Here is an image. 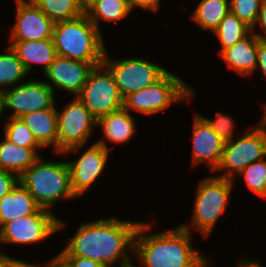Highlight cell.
Here are the masks:
<instances>
[{"label": "cell", "instance_id": "1", "mask_svg": "<svg viewBox=\"0 0 266 267\" xmlns=\"http://www.w3.org/2000/svg\"><path fill=\"white\" fill-rule=\"evenodd\" d=\"M139 224L140 222H124L115 217L82 224L60 254L86 257L106 267H110L121 257H124L122 263L128 262L126 246L130 245L133 249Z\"/></svg>", "mask_w": 266, "mask_h": 267}, {"label": "cell", "instance_id": "2", "mask_svg": "<svg viewBox=\"0 0 266 267\" xmlns=\"http://www.w3.org/2000/svg\"><path fill=\"white\" fill-rule=\"evenodd\" d=\"M150 228L149 223H140L135 234L137 240L133 245L144 267H194L203 258V254L191 246L188 225L145 235Z\"/></svg>", "mask_w": 266, "mask_h": 267}, {"label": "cell", "instance_id": "3", "mask_svg": "<svg viewBox=\"0 0 266 267\" xmlns=\"http://www.w3.org/2000/svg\"><path fill=\"white\" fill-rule=\"evenodd\" d=\"M101 31L83 15L68 21L57 22L53 42L59 56L89 63H102L106 49Z\"/></svg>", "mask_w": 266, "mask_h": 267}, {"label": "cell", "instance_id": "4", "mask_svg": "<svg viewBox=\"0 0 266 267\" xmlns=\"http://www.w3.org/2000/svg\"><path fill=\"white\" fill-rule=\"evenodd\" d=\"M19 182L37 205L47 210L61 198L76 197L67 162H42L39 158L19 177Z\"/></svg>", "mask_w": 266, "mask_h": 267}, {"label": "cell", "instance_id": "5", "mask_svg": "<svg viewBox=\"0 0 266 267\" xmlns=\"http://www.w3.org/2000/svg\"><path fill=\"white\" fill-rule=\"evenodd\" d=\"M193 95V90L181 78L167 71L158 81L124 98L123 107L144 115L156 114L172 103L182 102Z\"/></svg>", "mask_w": 266, "mask_h": 267}, {"label": "cell", "instance_id": "6", "mask_svg": "<svg viewBox=\"0 0 266 267\" xmlns=\"http://www.w3.org/2000/svg\"><path fill=\"white\" fill-rule=\"evenodd\" d=\"M234 179L209 177L200 181L194 201V227L207 237L226 210Z\"/></svg>", "mask_w": 266, "mask_h": 267}, {"label": "cell", "instance_id": "7", "mask_svg": "<svg viewBox=\"0 0 266 267\" xmlns=\"http://www.w3.org/2000/svg\"><path fill=\"white\" fill-rule=\"evenodd\" d=\"M97 119L77 98L57 112V152L66 154L80 149L88 141Z\"/></svg>", "mask_w": 266, "mask_h": 267}, {"label": "cell", "instance_id": "8", "mask_svg": "<svg viewBox=\"0 0 266 267\" xmlns=\"http://www.w3.org/2000/svg\"><path fill=\"white\" fill-rule=\"evenodd\" d=\"M77 98L97 120L123 108L124 104V98L119 92L113 75L103 64L94 67L90 72Z\"/></svg>", "mask_w": 266, "mask_h": 267}, {"label": "cell", "instance_id": "9", "mask_svg": "<svg viewBox=\"0 0 266 267\" xmlns=\"http://www.w3.org/2000/svg\"><path fill=\"white\" fill-rule=\"evenodd\" d=\"M113 75L123 98L158 81L168 70L143 59L110 60L105 52L102 62Z\"/></svg>", "mask_w": 266, "mask_h": 267}, {"label": "cell", "instance_id": "10", "mask_svg": "<svg viewBox=\"0 0 266 267\" xmlns=\"http://www.w3.org/2000/svg\"><path fill=\"white\" fill-rule=\"evenodd\" d=\"M266 157V138L262 129L256 125L250 132L238 137L237 141L224 142L222 157L216 170L228 169L219 177L233 179L250 164Z\"/></svg>", "mask_w": 266, "mask_h": 267}, {"label": "cell", "instance_id": "11", "mask_svg": "<svg viewBox=\"0 0 266 267\" xmlns=\"http://www.w3.org/2000/svg\"><path fill=\"white\" fill-rule=\"evenodd\" d=\"M50 210L39 208L35 213L9 221L0 228L1 243L29 244L49 237L63 227Z\"/></svg>", "mask_w": 266, "mask_h": 267}, {"label": "cell", "instance_id": "12", "mask_svg": "<svg viewBox=\"0 0 266 267\" xmlns=\"http://www.w3.org/2000/svg\"><path fill=\"white\" fill-rule=\"evenodd\" d=\"M1 92L4 109H13L14 112L10 116L13 118H20L24 114L55 106L54 91L47 82L31 80Z\"/></svg>", "mask_w": 266, "mask_h": 267}, {"label": "cell", "instance_id": "13", "mask_svg": "<svg viewBox=\"0 0 266 267\" xmlns=\"http://www.w3.org/2000/svg\"><path fill=\"white\" fill-rule=\"evenodd\" d=\"M109 155L103 139L95 142L76 161L67 162L70 169L71 188L77 196L82 195L99 177Z\"/></svg>", "mask_w": 266, "mask_h": 267}, {"label": "cell", "instance_id": "14", "mask_svg": "<svg viewBox=\"0 0 266 267\" xmlns=\"http://www.w3.org/2000/svg\"><path fill=\"white\" fill-rule=\"evenodd\" d=\"M17 1V20L11 30L13 41L52 39L55 23L32 1Z\"/></svg>", "mask_w": 266, "mask_h": 267}, {"label": "cell", "instance_id": "15", "mask_svg": "<svg viewBox=\"0 0 266 267\" xmlns=\"http://www.w3.org/2000/svg\"><path fill=\"white\" fill-rule=\"evenodd\" d=\"M101 64L72 60L57 55L44 74L50 80L51 83L47 84L52 90L55 85L77 96L87 82L90 72Z\"/></svg>", "mask_w": 266, "mask_h": 267}, {"label": "cell", "instance_id": "16", "mask_svg": "<svg viewBox=\"0 0 266 267\" xmlns=\"http://www.w3.org/2000/svg\"><path fill=\"white\" fill-rule=\"evenodd\" d=\"M223 146L224 141L221 137L206 123L201 115L196 114L192 151L194 164L203 161L212 171H216L222 157Z\"/></svg>", "mask_w": 266, "mask_h": 267}, {"label": "cell", "instance_id": "17", "mask_svg": "<svg viewBox=\"0 0 266 267\" xmlns=\"http://www.w3.org/2000/svg\"><path fill=\"white\" fill-rule=\"evenodd\" d=\"M40 207L26 188L18 182L0 199V227L9 221L35 213Z\"/></svg>", "mask_w": 266, "mask_h": 267}, {"label": "cell", "instance_id": "18", "mask_svg": "<svg viewBox=\"0 0 266 267\" xmlns=\"http://www.w3.org/2000/svg\"><path fill=\"white\" fill-rule=\"evenodd\" d=\"M220 55L228 65L242 75H249L257 67V38L250 32Z\"/></svg>", "mask_w": 266, "mask_h": 267}, {"label": "cell", "instance_id": "19", "mask_svg": "<svg viewBox=\"0 0 266 267\" xmlns=\"http://www.w3.org/2000/svg\"><path fill=\"white\" fill-rule=\"evenodd\" d=\"M10 46L16 51L27 72L32 69L33 62L43 64L45 72L57 56L53 39L13 41Z\"/></svg>", "mask_w": 266, "mask_h": 267}, {"label": "cell", "instance_id": "20", "mask_svg": "<svg viewBox=\"0 0 266 267\" xmlns=\"http://www.w3.org/2000/svg\"><path fill=\"white\" fill-rule=\"evenodd\" d=\"M20 119L43 147L53 144V149L57 152V109L55 106L24 114Z\"/></svg>", "mask_w": 266, "mask_h": 267}, {"label": "cell", "instance_id": "21", "mask_svg": "<svg viewBox=\"0 0 266 267\" xmlns=\"http://www.w3.org/2000/svg\"><path fill=\"white\" fill-rule=\"evenodd\" d=\"M37 148L17 146L7 139L0 142V169L13 172L19 177L40 157Z\"/></svg>", "mask_w": 266, "mask_h": 267}, {"label": "cell", "instance_id": "22", "mask_svg": "<svg viewBox=\"0 0 266 267\" xmlns=\"http://www.w3.org/2000/svg\"><path fill=\"white\" fill-rule=\"evenodd\" d=\"M130 111L124 107L100 117L97 125L103 129V134L112 143H123L129 140L135 133V122Z\"/></svg>", "mask_w": 266, "mask_h": 267}, {"label": "cell", "instance_id": "23", "mask_svg": "<svg viewBox=\"0 0 266 267\" xmlns=\"http://www.w3.org/2000/svg\"><path fill=\"white\" fill-rule=\"evenodd\" d=\"M229 12L230 0H201L192 15V19L203 30L214 31Z\"/></svg>", "mask_w": 266, "mask_h": 267}, {"label": "cell", "instance_id": "24", "mask_svg": "<svg viewBox=\"0 0 266 267\" xmlns=\"http://www.w3.org/2000/svg\"><path fill=\"white\" fill-rule=\"evenodd\" d=\"M32 2L54 23L72 20L85 13L81 0H33Z\"/></svg>", "mask_w": 266, "mask_h": 267}, {"label": "cell", "instance_id": "25", "mask_svg": "<svg viewBox=\"0 0 266 267\" xmlns=\"http://www.w3.org/2000/svg\"><path fill=\"white\" fill-rule=\"evenodd\" d=\"M250 31V27L229 12L213 31L222 45L219 54L248 36Z\"/></svg>", "mask_w": 266, "mask_h": 267}, {"label": "cell", "instance_id": "26", "mask_svg": "<svg viewBox=\"0 0 266 267\" xmlns=\"http://www.w3.org/2000/svg\"><path fill=\"white\" fill-rule=\"evenodd\" d=\"M131 13L126 0H99L85 14L99 30L98 20L118 21Z\"/></svg>", "mask_w": 266, "mask_h": 267}, {"label": "cell", "instance_id": "27", "mask_svg": "<svg viewBox=\"0 0 266 267\" xmlns=\"http://www.w3.org/2000/svg\"><path fill=\"white\" fill-rule=\"evenodd\" d=\"M7 50V54H0V91H4L5 87H14L28 73L16 51L11 46Z\"/></svg>", "mask_w": 266, "mask_h": 267}, {"label": "cell", "instance_id": "28", "mask_svg": "<svg viewBox=\"0 0 266 267\" xmlns=\"http://www.w3.org/2000/svg\"><path fill=\"white\" fill-rule=\"evenodd\" d=\"M5 125V139L9 142L26 148L43 147L34 137L32 131L20 118L10 117Z\"/></svg>", "mask_w": 266, "mask_h": 267}, {"label": "cell", "instance_id": "29", "mask_svg": "<svg viewBox=\"0 0 266 267\" xmlns=\"http://www.w3.org/2000/svg\"><path fill=\"white\" fill-rule=\"evenodd\" d=\"M239 175H244L250 190L266 199V161L264 159L250 164Z\"/></svg>", "mask_w": 266, "mask_h": 267}, {"label": "cell", "instance_id": "30", "mask_svg": "<svg viewBox=\"0 0 266 267\" xmlns=\"http://www.w3.org/2000/svg\"><path fill=\"white\" fill-rule=\"evenodd\" d=\"M263 1L264 0H230V12L248 27L254 29Z\"/></svg>", "mask_w": 266, "mask_h": 267}, {"label": "cell", "instance_id": "31", "mask_svg": "<svg viewBox=\"0 0 266 267\" xmlns=\"http://www.w3.org/2000/svg\"><path fill=\"white\" fill-rule=\"evenodd\" d=\"M215 120H209L201 116L206 123L221 137L224 142L230 141L233 138V119L230 116L223 115L222 112H217Z\"/></svg>", "mask_w": 266, "mask_h": 267}, {"label": "cell", "instance_id": "32", "mask_svg": "<svg viewBox=\"0 0 266 267\" xmlns=\"http://www.w3.org/2000/svg\"><path fill=\"white\" fill-rule=\"evenodd\" d=\"M19 182V176L13 172L0 169V199L12 191Z\"/></svg>", "mask_w": 266, "mask_h": 267}, {"label": "cell", "instance_id": "33", "mask_svg": "<svg viewBox=\"0 0 266 267\" xmlns=\"http://www.w3.org/2000/svg\"><path fill=\"white\" fill-rule=\"evenodd\" d=\"M72 267H106L100 262L94 261L86 257L79 256H63Z\"/></svg>", "mask_w": 266, "mask_h": 267}, {"label": "cell", "instance_id": "34", "mask_svg": "<svg viewBox=\"0 0 266 267\" xmlns=\"http://www.w3.org/2000/svg\"><path fill=\"white\" fill-rule=\"evenodd\" d=\"M126 2L130 10H133V7L136 5L147 10L156 11L160 5L159 0H126Z\"/></svg>", "mask_w": 266, "mask_h": 267}, {"label": "cell", "instance_id": "35", "mask_svg": "<svg viewBox=\"0 0 266 267\" xmlns=\"http://www.w3.org/2000/svg\"><path fill=\"white\" fill-rule=\"evenodd\" d=\"M257 67L261 68L265 78H266V42H262L257 39Z\"/></svg>", "mask_w": 266, "mask_h": 267}, {"label": "cell", "instance_id": "36", "mask_svg": "<svg viewBox=\"0 0 266 267\" xmlns=\"http://www.w3.org/2000/svg\"><path fill=\"white\" fill-rule=\"evenodd\" d=\"M258 22V24L260 23V27L261 29L265 32L266 34V0H264L262 2L261 8L259 10L258 13V17L256 20V23ZM254 35L256 36L257 39H259L262 42H266V36L261 35V34H256L254 33Z\"/></svg>", "mask_w": 266, "mask_h": 267}, {"label": "cell", "instance_id": "37", "mask_svg": "<svg viewBox=\"0 0 266 267\" xmlns=\"http://www.w3.org/2000/svg\"><path fill=\"white\" fill-rule=\"evenodd\" d=\"M4 267H39L35 264H29L24 261H20L18 259H13L7 255H5V264Z\"/></svg>", "mask_w": 266, "mask_h": 267}, {"label": "cell", "instance_id": "38", "mask_svg": "<svg viewBox=\"0 0 266 267\" xmlns=\"http://www.w3.org/2000/svg\"><path fill=\"white\" fill-rule=\"evenodd\" d=\"M48 267H72L70 263L59 253L55 258L51 259Z\"/></svg>", "mask_w": 266, "mask_h": 267}, {"label": "cell", "instance_id": "39", "mask_svg": "<svg viewBox=\"0 0 266 267\" xmlns=\"http://www.w3.org/2000/svg\"><path fill=\"white\" fill-rule=\"evenodd\" d=\"M237 267H262V266L259 265L258 262L242 259V261H239Z\"/></svg>", "mask_w": 266, "mask_h": 267}, {"label": "cell", "instance_id": "40", "mask_svg": "<svg viewBox=\"0 0 266 267\" xmlns=\"http://www.w3.org/2000/svg\"><path fill=\"white\" fill-rule=\"evenodd\" d=\"M99 0H81V6L84 12H86L94 3Z\"/></svg>", "mask_w": 266, "mask_h": 267}, {"label": "cell", "instance_id": "41", "mask_svg": "<svg viewBox=\"0 0 266 267\" xmlns=\"http://www.w3.org/2000/svg\"><path fill=\"white\" fill-rule=\"evenodd\" d=\"M258 126L262 129L266 138V105L264 106V118L262 119L261 123L258 124Z\"/></svg>", "mask_w": 266, "mask_h": 267}, {"label": "cell", "instance_id": "42", "mask_svg": "<svg viewBox=\"0 0 266 267\" xmlns=\"http://www.w3.org/2000/svg\"><path fill=\"white\" fill-rule=\"evenodd\" d=\"M194 267H207V260L203 257Z\"/></svg>", "mask_w": 266, "mask_h": 267}, {"label": "cell", "instance_id": "43", "mask_svg": "<svg viewBox=\"0 0 266 267\" xmlns=\"http://www.w3.org/2000/svg\"><path fill=\"white\" fill-rule=\"evenodd\" d=\"M3 111H4L3 96L2 92L0 91V115L2 114Z\"/></svg>", "mask_w": 266, "mask_h": 267}, {"label": "cell", "instance_id": "44", "mask_svg": "<svg viewBox=\"0 0 266 267\" xmlns=\"http://www.w3.org/2000/svg\"><path fill=\"white\" fill-rule=\"evenodd\" d=\"M5 264V254L0 252V267H4Z\"/></svg>", "mask_w": 266, "mask_h": 267}, {"label": "cell", "instance_id": "45", "mask_svg": "<svg viewBox=\"0 0 266 267\" xmlns=\"http://www.w3.org/2000/svg\"><path fill=\"white\" fill-rule=\"evenodd\" d=\"M120 267H136V266L132 265V264L128 261V262L122 263V264L120 265Z\"/></svg>", "mask_w": 266, "mask_h": 267}]
</instances>
